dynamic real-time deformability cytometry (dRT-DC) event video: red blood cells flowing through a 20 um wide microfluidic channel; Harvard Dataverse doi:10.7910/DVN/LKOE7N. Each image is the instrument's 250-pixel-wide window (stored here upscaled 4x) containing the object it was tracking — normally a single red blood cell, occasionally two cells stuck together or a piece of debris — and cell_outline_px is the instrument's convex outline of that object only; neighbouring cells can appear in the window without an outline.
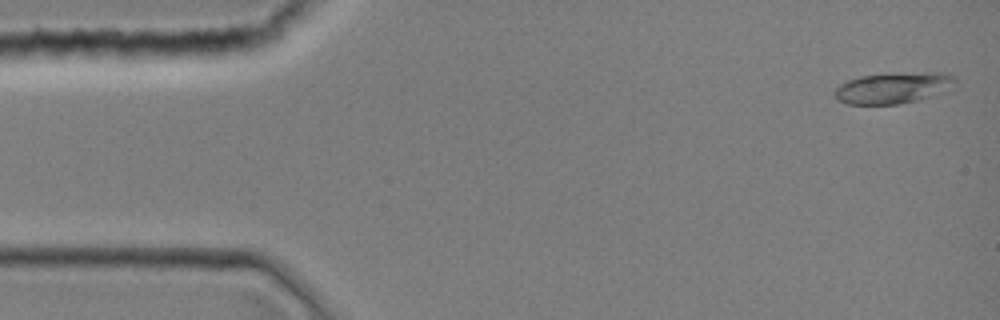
{"species": "common noctule bat (a hibernating species)", "species_latin": "Nyctalus noctula", "temperature_condition": "room temperature", "stored_images_in_passage": 43, "camera_frame_rate_fps": 3000, "um_per_image_px": 0.085, "animal": {"sex": "female", "body_mass_g": 19.0, "forearm_length_mm": 51.5}, "frame": {"image": 1, "passage_image": 1, "time_ms": 0.0, "image_size_px": [1000, 320], "cell_outline_px": [[956, 88], [916, 100], [896, 104], [848, 104], [840, 100], [832, 92], [840, 84], [848, 80], [860, 76], [924, 72], [944, 72], [956, 76]], "centroid_in_image_um": [76.0, 7.46], "position_along_channel_um": 9.0, "area_um2": 21.79}}
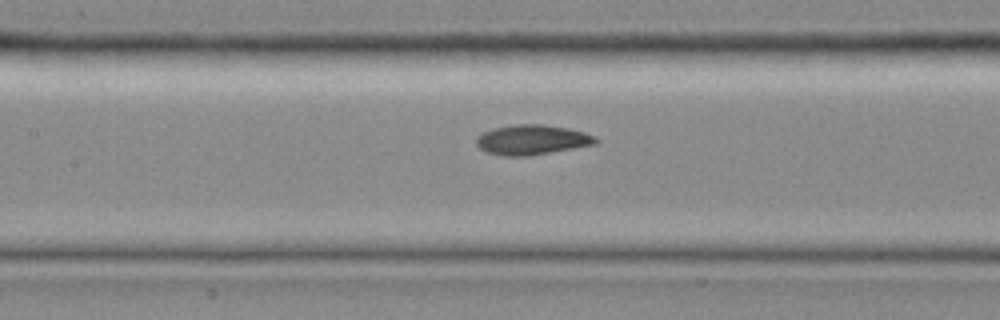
{"frame": {"image": 2, "passage_image": 19, "time_ms": 6.0, "image_size_px": [1000, 320], "cell_outline_px": [[600, 140], [596, 144], [528, 156], [504, 156], [488, 152], [480, 148], [476, 144], [476, 136], [492, 128], [516, 124], [544, 124], [568, 128], [584, 132], [596, 136]], "centroid_in_image_um": [45.23, 11.87], "position_along_channel_um": 162.2, "area_um2": 20.87}}
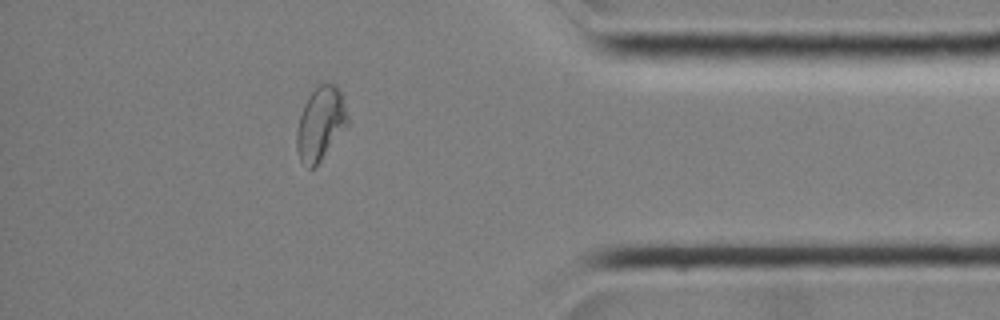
{"frame": {"image": 3, "passage_image": 37, "time_ms": 12.0, "image_size_px": [1000, 320], "cell_outline_px": [[348, 124], [320, 160], [312, 168], [308, 168], [300, 160], [296, 148], [296, 132], [300, 116], [304, 104], [308, 96], [316, 84], [336, 84], [340, 92], [348, 116]], "centroid_in_image_um": [27.22, 10.48], "position_along_channel_um": 408.0, "area_um2": 21.44}}